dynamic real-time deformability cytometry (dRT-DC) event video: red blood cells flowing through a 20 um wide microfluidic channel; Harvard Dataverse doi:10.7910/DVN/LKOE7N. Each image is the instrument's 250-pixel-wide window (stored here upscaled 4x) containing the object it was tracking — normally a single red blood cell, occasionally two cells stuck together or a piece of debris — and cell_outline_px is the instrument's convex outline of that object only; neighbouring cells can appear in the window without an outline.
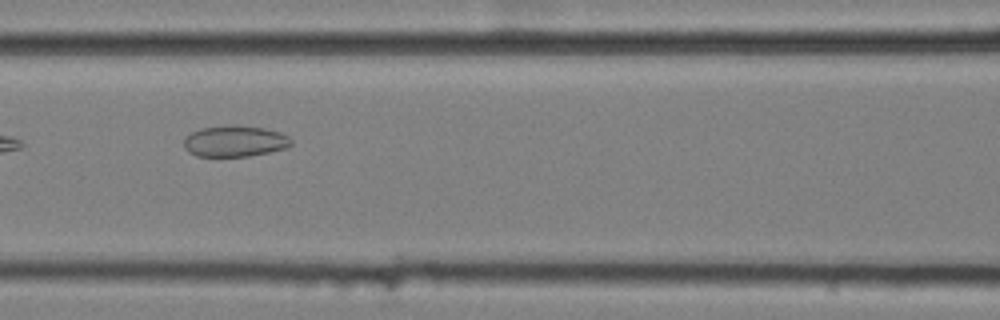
{"species": "common noctule bat (a hibernating species)", "species_latin": "Nyctalus noctula", "temperature_condition": "cold", "stored_images_in_passage": 44, "camera_frame_rate_fps": 3000, "um_per_image_px": 0.085, "animal": {"sex": "female", "body_mass_g": 25.1}, "frame": {"image": 1, "passage_image": 13, "time_ms": 4.0, "image_size_px": [1000, 320], "cell_outline_px": [[292, 144], [288, 148], [248, 156], [196, 156], [188, 152], [184, 148], [184, 140], [192, 132], [200, 128], [228, 124], [236, 124], [264, 128], [280, 132], [288, 136], [292, 140]], "centroid_in_image_um": [19.97, 11.98], "position_along_channel_um": 146.6, "area_um2": 19.71}}
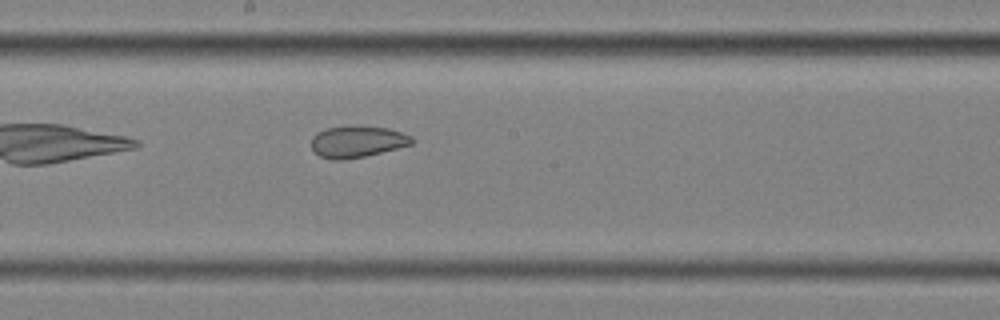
{"frame": {"image": 2, "passage_image": 19, "time_ms": 6.0, "image_size_px": [1000, 320], "cell_outline_px": [[416, 140], [412, 144], [364, 156], [344, 160], [332, 160], [320, 156], [312, 148], [312, 136], [316, 132], [324, 128], [352, 124], [388, 128], [412, 136]], "centroid_in_image_um": [30.35, 12.01], "position_along_channel_um": 217.9, "area_um2": 18.79}, "authors_computed_cell_mechanics": {"area_um2": 23.5824, "velocity_mm_per_s": 3.5677, "shape_relaxation_time_tau1_ms": 1.2508, "shape_relaxation_time_tau2_ms": 1.6049, "deformation_change_tau1": 0.2848, "deformation_change_tau2": 0.0761}}